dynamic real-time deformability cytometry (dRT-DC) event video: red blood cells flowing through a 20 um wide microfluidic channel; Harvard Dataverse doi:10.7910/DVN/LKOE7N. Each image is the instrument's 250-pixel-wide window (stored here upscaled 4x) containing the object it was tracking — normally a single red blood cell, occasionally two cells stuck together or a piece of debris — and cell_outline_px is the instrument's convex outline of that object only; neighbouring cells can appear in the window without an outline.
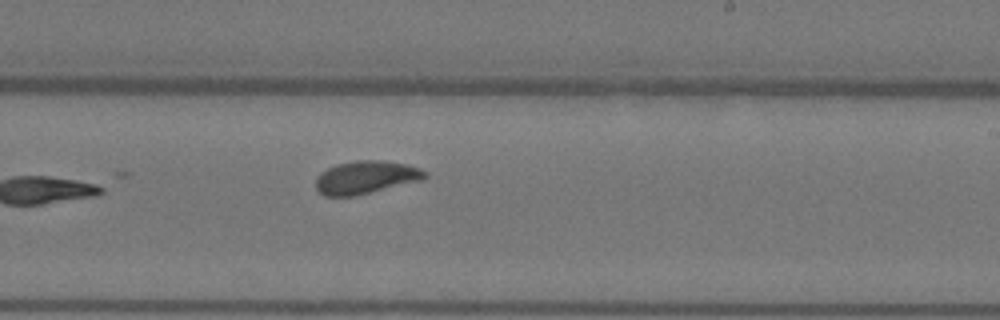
{"species": "Egyptian fruit bat (a non-hibernating species)", "species_latin": "Rousettus aegyptiacus", "temperature_condition": "warm", "stored_images_in_passage": 6, "camera_frame_rate_fps": 3000, "um_per_image_px": 0.085, "animal": {"sex": "female"}, "frame": {"image": 1, "passage_image": 6, "time_ms": 1.667, "image_size_px": [1000, 320], "cell_outline_px": [[428, 176], [424, 180], [356, 196], [324, 196], [316, 188], [316, 180], [320, 172], [336, 164], [356, 160], [384, 160], [408, 164], [420, 168], [428, 172]], "centroid_in_image_um": [31.15, 15.07], "position_along_channel_um": 257.8, "area_um2": 21.33}}